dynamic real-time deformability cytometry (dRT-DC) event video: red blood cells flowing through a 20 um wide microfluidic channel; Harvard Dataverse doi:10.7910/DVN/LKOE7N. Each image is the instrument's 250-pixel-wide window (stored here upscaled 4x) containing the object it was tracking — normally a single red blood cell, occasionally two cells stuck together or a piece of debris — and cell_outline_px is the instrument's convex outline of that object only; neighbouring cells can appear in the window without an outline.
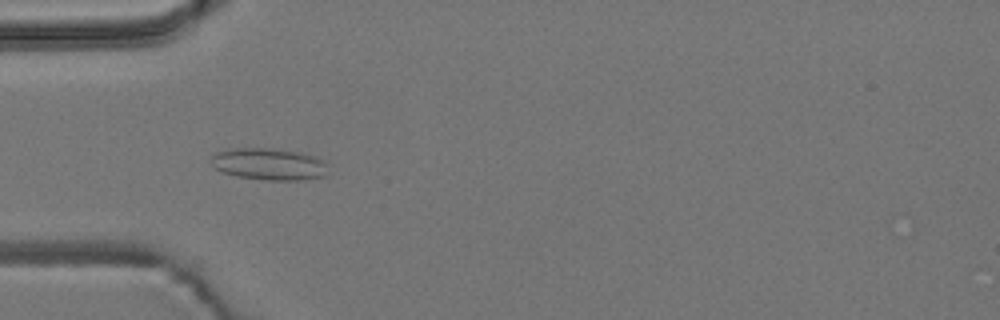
{"species": "common noctule bat (a hibernating species)", "species_latin": "Nyctalus noctula", "temperature_condition": "room temperature", "stored_images_in_passage": 14, "camera_frame_rate_fps": 3000, "um_per_image_px": 0.085, "animal": {"sex": "male", "body_mass_g": 19.2, "forearm_length_mm": 51.8}, "frame": {"image": 1, "passage_image": 1, "time_ms": 0.0, "image_size_px": [1000, 320], "cell_outline_px": [[324, 176], [300, 180], [264, 180], [236, 176], [224, 172], [216, 168], [208, 160], [212, 152], [232, 148], [272, 148], [300, 152], [312, 156], [320, 160], [324, 164]], "centroid_in_image_um": [22.73, 13.93], "position_along_channel_um": 62.3, "area_um2": 21.62}}
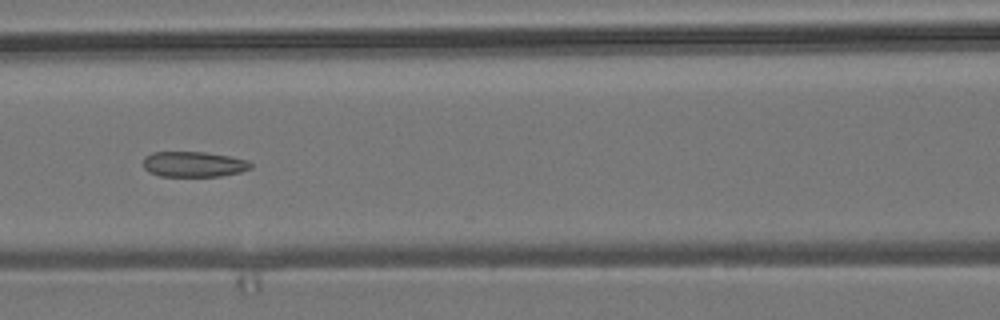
{"frame": {"image": 2, "passage_image": 8, "time_ms": 2.333, "image_size_px": [1000, 320], "cell_outline_px": [[252, 168], [240, 172], [220, 176], [160, 176], [148, 172], [144, 168], [144, 156], [152, 152], [204, 152], [228, 156], [248, 160], [252, 164]], "centroid_in_image_um": [16.45, 13.96], "position_along_channel_um": 150.1, "area_um2": 15.95}}
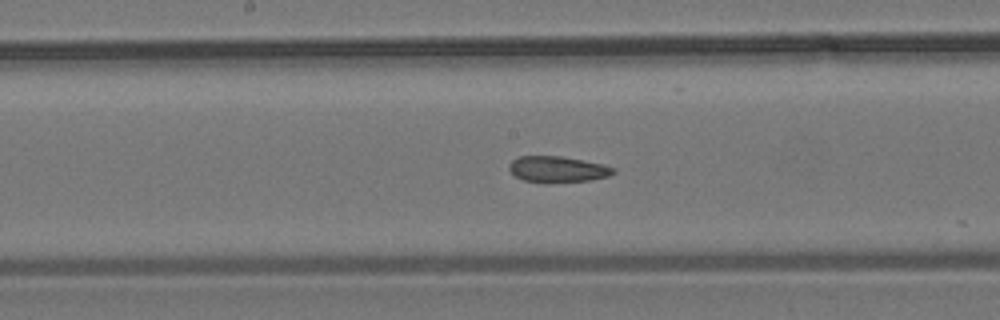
{"frame": {"image": 3, "passage_image": 12, "time_ms": 3.667, "image_size_px": [1000, 320], "cell_outline_px": [[616, 172], [608, 176], [592, 180], [524, 180], [516, 176], [508, 168], [508, 164], [512, 160], [520, 156], [560, 156], [600, 164], [616, 168]], "centroid_in_image_um": [47.39, 14.34], "position_along_channel_um": 200.8, "area_um2": 14.97}}